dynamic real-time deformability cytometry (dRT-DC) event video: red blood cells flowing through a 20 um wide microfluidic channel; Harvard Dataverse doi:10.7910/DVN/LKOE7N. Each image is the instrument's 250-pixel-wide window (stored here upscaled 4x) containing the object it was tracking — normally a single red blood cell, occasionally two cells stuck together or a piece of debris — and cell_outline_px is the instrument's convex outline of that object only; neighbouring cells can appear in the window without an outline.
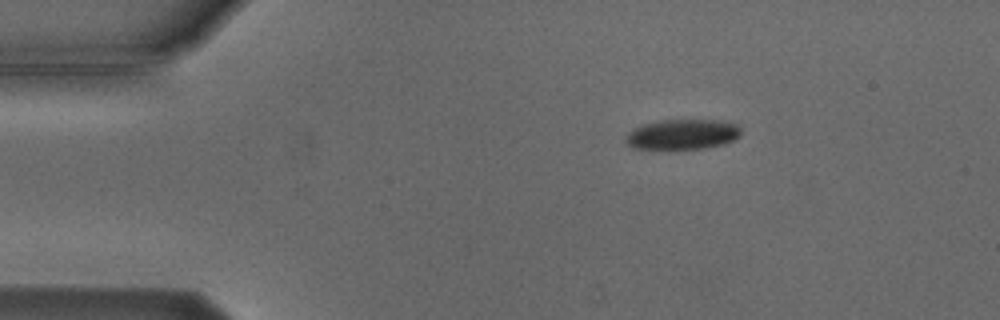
{"species": "Egyptian fruit bat (a non-hibernating species)", "species_latin": "Rousettus aegyptiacus", "temperature_condition": "cold", "stored_images_in_passage": 3, "camera_frame_rate_fps": 3000, "um_per_image_px": 0.085, "animal": {"sex": "male"}, "frame": {"image": 1, "passage_image": 1, "time_ms": 0.0, "image_size_px": [1000, 320], "cell_outline_px": [[740, 136], [736, 140], [724, 144], [704, 148], [632, 148], [624, 140], [628, 132], [644, 124], [660, 120], [720, 120], [736, 124], [740, 128]], "centroid_in_image_um": [58.04, 11.41], "position_along_channel_um": 27.0, "area_um2": 20.11}}
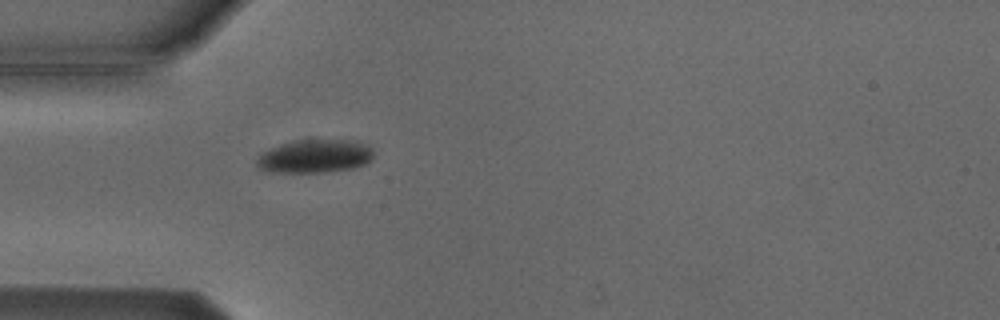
{"frame": {"image": 2, "passage_image": 3, "time_ms": 2.333, "image_size_px": [1000, 320], "cell_outline_px": [[372, 160], [364, 164], [352, 168], [328, 172], [264, 172], [256, 164], [256, 160], [260, 152], [268, 148], [280, 144], [296, 140], [356, 140], [372, 148]], "centroid_in_image_um": [26.71, 13.28], "position_along_channel_um": 58.3, "area_um2": 22.89}}